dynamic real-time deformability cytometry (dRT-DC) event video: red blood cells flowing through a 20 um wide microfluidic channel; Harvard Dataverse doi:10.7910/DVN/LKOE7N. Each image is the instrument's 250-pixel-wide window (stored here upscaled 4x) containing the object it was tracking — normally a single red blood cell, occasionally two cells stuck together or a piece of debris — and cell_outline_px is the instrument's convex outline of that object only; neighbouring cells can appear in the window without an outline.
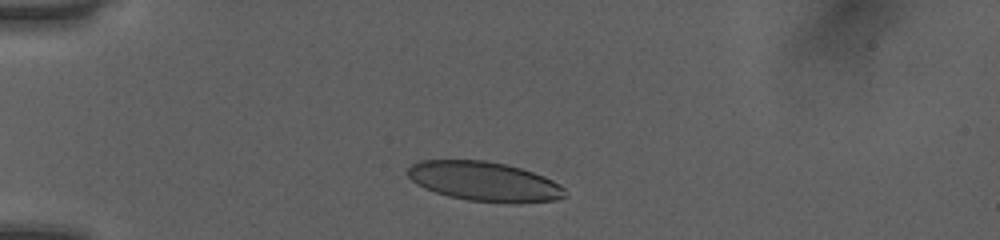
{"species": "human", "species_latin": "Homo sapiens", "temperature_condition": "room temperature", "stored_images_in_passage": 33, "camera_frame_rate_fps": 3000, "um_per_image_px": 0.085, "donor": {"sex": "female"}, "frame": {"image": 1, "passage_image": 1, "time_ms": 0.0, "image_size_px": [1000, 240], "cell_outline_px": [[568, 196], [556, 200], [516, 204], [512, 204], [468, 200], [448, 196], [424, 188], [416, 184], [408, 176], [408, 168], [412, 164], [420, 160], [484, 160], [504, 164], [520, 168], [544, 176], [552, 180], [564, 188]], "centroid_in_image_um": [41.19, 15.44], "position_along_channel_um": 43.8, "area_um2": 36.36}}
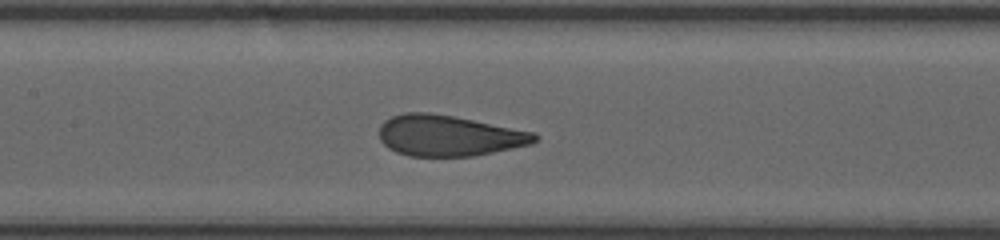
{"frame": {"image": 2, "passage_image": 13, "time_ms": 4.0, "image_size_px": [1000, 240], "cell_outline_px": [[540, 136], [532, 144], [476, 156], [408, 156], [396, 152], [388, 148], [380, 140], [380, 124], [384, 120], [392, 116], [404, 112], [428, 112], [452, 116], [536, 132]], "centroid_in_image_um": [38.16, 11.53], "position_along_channel_um": 169.2, "area_um2": 37.22}}
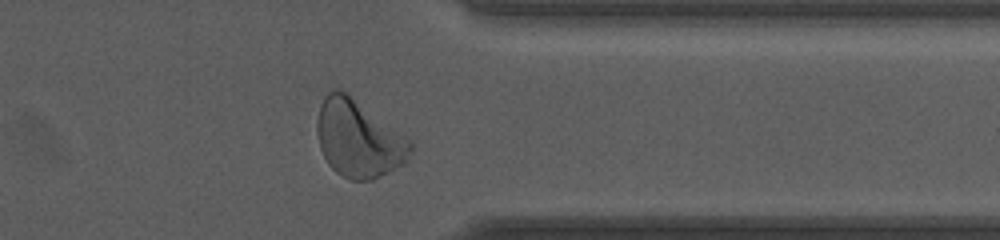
{"frame": {"image": 3, "passage_image": 29, "time_ms": 9.333, "image_size_px": [1000, 240], "cell_outline_px": [[412, 148], [408, 160], [404, 164], [372, 180], [352, 180], [336, 172], [328, 164], [320, 148], [316, 128], [316, 120], [320, 104], [324, 96], [332, 88], [336, 88], [348, 92], [412, 140]], "centroid_in_image_um": [30.48, 11.75], "position_along_channel_um": 380.9, "area_um2": 42.54}, "authors_computed_cell_mechanics": {"area_um2": 37.6278, "velocity_mm_per_s": 4.0417, "shape_relaxation_time_tau1_ms": 5.5459, "shape_relaxation_time_tau2_ms": null, "deformation_change_tau1": 0.21, "deformation_change_tau2": null}}